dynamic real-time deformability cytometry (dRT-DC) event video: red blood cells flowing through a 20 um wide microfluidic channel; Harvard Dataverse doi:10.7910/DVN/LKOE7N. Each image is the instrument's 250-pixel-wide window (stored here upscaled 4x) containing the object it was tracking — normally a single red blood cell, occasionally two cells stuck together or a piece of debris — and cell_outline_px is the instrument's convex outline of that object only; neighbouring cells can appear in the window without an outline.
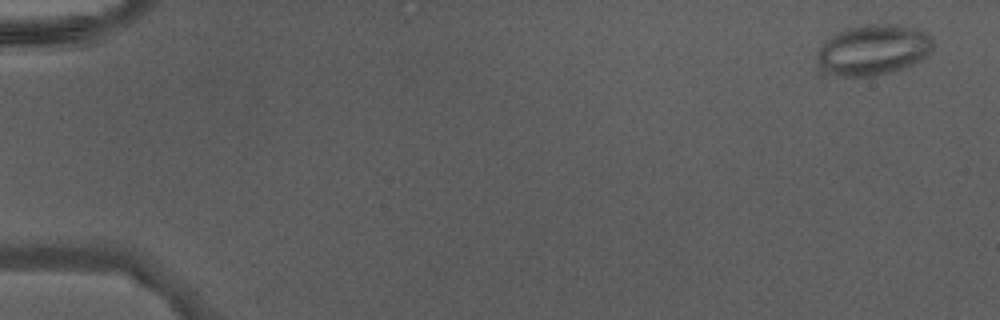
{"species": "Egyptian fruit bat (a non-hibernating species)", "species_latin": "Rousettus aegyptiacus", "temperature_condition": "warm", "stored_images_in_passage": 16, "camera_frame_rate_fps": 3000, "um_per_image_px": 0.085, "animal": {"sex": "male"}, "frame": {"image": 1, "passage_image": 3, "time_ms": 0.667, "image_size_px": [1000, 320], "cell_outline_px": [[932, 48], [920, 60], [912, 64], [892, 72], [876, 76], [844, 76], [832, 72], [820, 64], [816, 56], [816, 52], [824, 40], [836, 32], [844, 28], [868, 24], [900, 24], [916, 28], [932, 36]], "centroid_in_image_um": [74.23, 4.2], "position_along_channel_um": 10.8, "area_um2": 33.99}}